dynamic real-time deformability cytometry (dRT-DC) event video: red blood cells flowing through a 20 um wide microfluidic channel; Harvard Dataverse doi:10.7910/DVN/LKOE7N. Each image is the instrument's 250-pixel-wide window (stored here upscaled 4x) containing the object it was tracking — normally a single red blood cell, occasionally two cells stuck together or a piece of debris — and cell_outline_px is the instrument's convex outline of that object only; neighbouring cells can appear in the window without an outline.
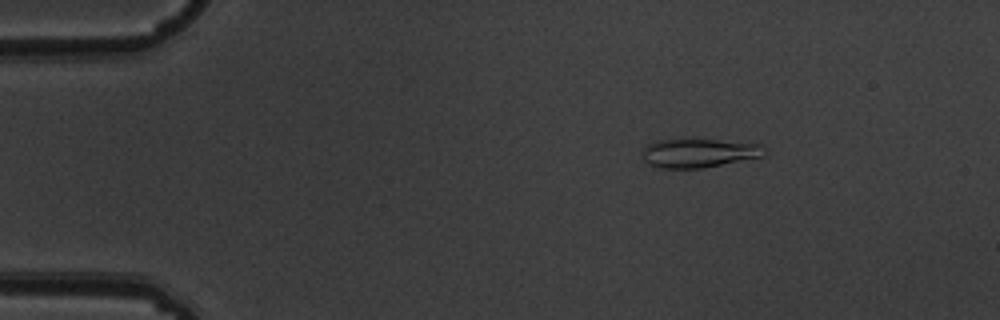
{"species": "common noctule bat (a hibernating species)", "species_latin": "Nyctalus noctula", "temperature_condition": "warm", "stored_images_in_passage": 4, "camera_frame_rate_fps": 3000, "um_per_image_px": 0.085, "animal": {"sex": "male", "body_mass_g": 19.5, "forearm_length_mm": 54.6}, "frame": {"image": 1, "passage_image": 2, "time_ms": 0.333, "image_size_px": [1000, 320], "cell_outline_px": [[764, 156], [700, 168], [660, 168], [648, 164], [644, 160], [640, 152], [648, 144], [660, 140], [684, 136], [760, 144], [764, 148]], "centroid_in_image_um": [59.33, 12.96], "position_along_channel_um": 25.7, "area_um2": 21.15}}